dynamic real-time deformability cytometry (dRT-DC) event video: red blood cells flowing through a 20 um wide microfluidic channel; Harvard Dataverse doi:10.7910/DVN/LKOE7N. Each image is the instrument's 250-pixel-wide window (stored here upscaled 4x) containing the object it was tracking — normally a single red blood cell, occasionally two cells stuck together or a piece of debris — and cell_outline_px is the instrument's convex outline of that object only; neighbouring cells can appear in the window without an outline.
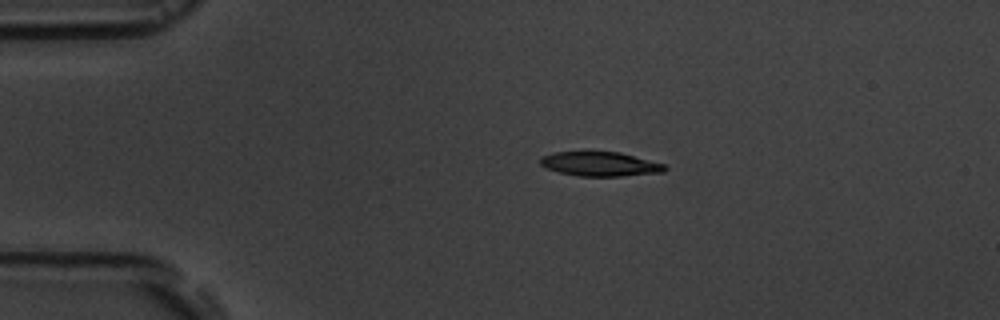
{"species": "common noctule bat (a hibernating species)", "species_latin": "Nyctalus noctula", "temperature_condition": "room temperature", "stored_images_in_passage": 6, "camera_frame_rate_fps": 3000, "um_per_image_px": 0.085, "animal": {"sex": "male", "body_mass_g": 19.5, "forearm_length_mm": 54.6}, "frame": {"image": 1, "passage_image": 3, "time_ms": 2.333, "image_size_px": [1000, 320], "cell_outline_px": [[668, 168], [664, 172], [620, 176], [576, 176], [560, 172], [548, 168], [540, 164], [540, 156], [556, 152], [620, 152], [664, 164]], "centroid_in_image_um": [51.01, 13.94], "position_along_channel_um": 34.0, "area_um2": 17.51}}
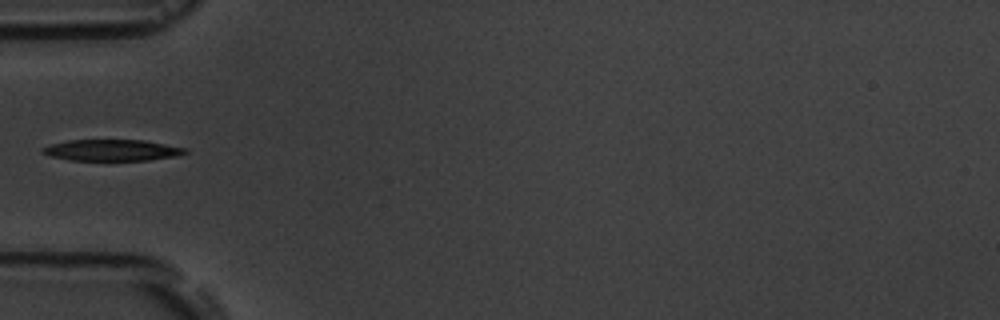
{"frame": {"image": 2, "passage_image": 5, "time_ms": 4.667, "image_size_px": [1000, 320], "cell_outline_px": [[188, 152], [176, 156], [148, 160], [68, 160], [52, 156], [40, 152], [40, 148], [52, 144], [68, 140], [144, 140], [188, 148]], "centroid_in_image_um": [9.52, 12.76], "position_along_channel_um": 75.5, "area_um2": 17.69}}
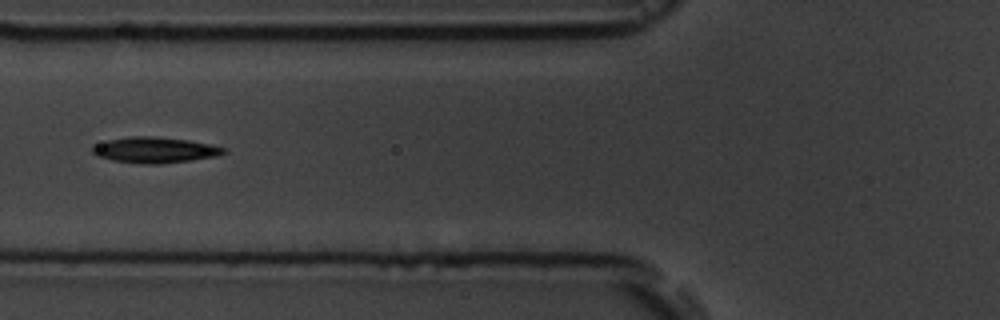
{"frame": {"image": 3, "passage_image": 6, "time_ms": 5.667, "image_size_px": [1000, 320], "cell_outline_px": [[228, 152], [216, 156], [192, 160], [160, 164], [148, 164], [112, 160], [96, 156], [92, 152], [92, 144], [108, 140], [128, 136], [156, 136], [188, 140], [228, 148]], "centroid_in_image_um": [13.15, 12.74], "position_along_channel_um": 112.6, "area_um2": 19.88}}